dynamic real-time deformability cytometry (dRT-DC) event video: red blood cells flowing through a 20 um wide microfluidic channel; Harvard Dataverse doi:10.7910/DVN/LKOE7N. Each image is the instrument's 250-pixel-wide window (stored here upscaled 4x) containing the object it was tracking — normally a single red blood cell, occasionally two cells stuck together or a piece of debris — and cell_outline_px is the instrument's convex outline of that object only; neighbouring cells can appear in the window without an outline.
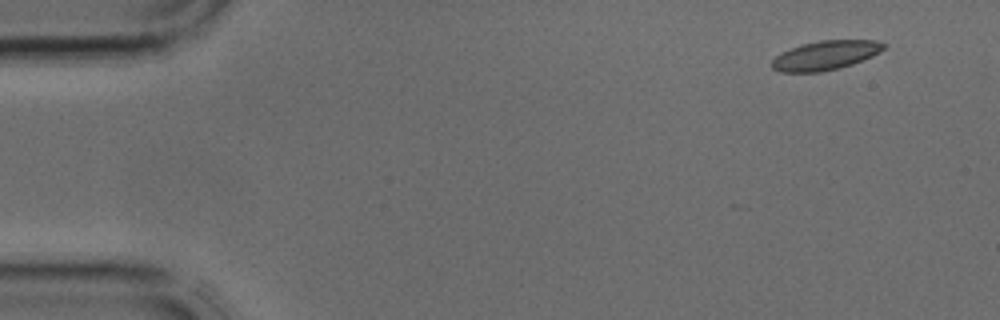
{"species": "common noctule bat (a hibernating species)", "species_latin": "Nyctalus noctula", "temperature_condition": "cold", "stored_images_in_passage": 4, "camera_frame_rate_fps": 3000, "um_per_image_px": 0.085, "animal": {"sex": "male", "body_mass_g": 17.9, "forearm_length_mm": 54.2}, "frame": {"image": 1, "passage_image": 1, "time_ms": 0.0, "image_size_px": [1000, 320], "cell_outline_px": [[888, 44], [880, 52], [864, 60], [840, 68], [820, 72], [780, 72], [772, 68], [772, 60], [780, 52], [804, 44], [820, 40], [876, 40]], "centroid_in_image_um": [70.19, 4.7], "position_along_channel_um": 14.8, "area_um2": 19.07}}